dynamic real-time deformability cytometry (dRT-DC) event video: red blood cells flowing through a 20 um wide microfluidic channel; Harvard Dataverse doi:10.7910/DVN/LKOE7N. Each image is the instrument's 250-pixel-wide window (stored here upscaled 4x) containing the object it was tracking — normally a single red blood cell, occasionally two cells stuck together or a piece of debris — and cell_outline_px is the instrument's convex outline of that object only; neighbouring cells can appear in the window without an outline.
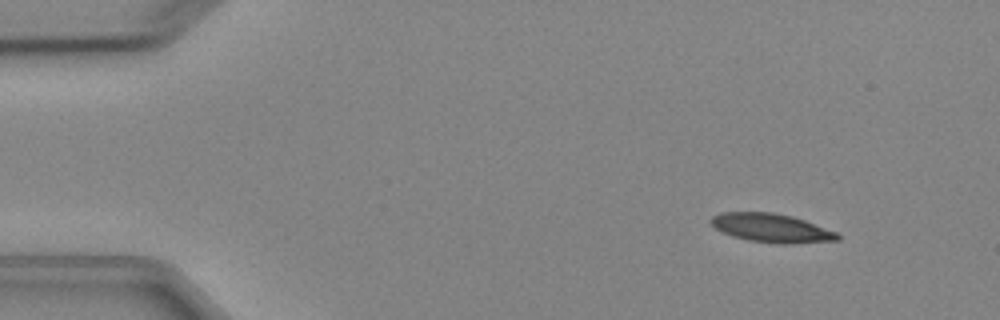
{"species": "Egyptian fruit bat (a non-hibernating species)", "species_latin": "Rousettus aegyptiacus", "temperature_condition": "cold", "stored_images_in_passage": 5, "camera_frame_rate_fps": 3000, "um_per_image_px": 0.085, "animal": {"sex": "female"}, "frame": {"image": 1, "passage_image": 1, "time_ms": 0.0, "image_size_px": [1000, 320], "cell_outline_px": [[840, 240], [792, 244], [776, 244], [748, 240], [732, 236], [716, 228], [708, 220], [712, 216], [720, 212], [772, 212], [792, 216], [804, 220], [836, 232], [840, 236]], "centroid_in_image_um": [65.56, 19.38], "position_along_channel_um": 19.4, "area_um2": 21.21}}
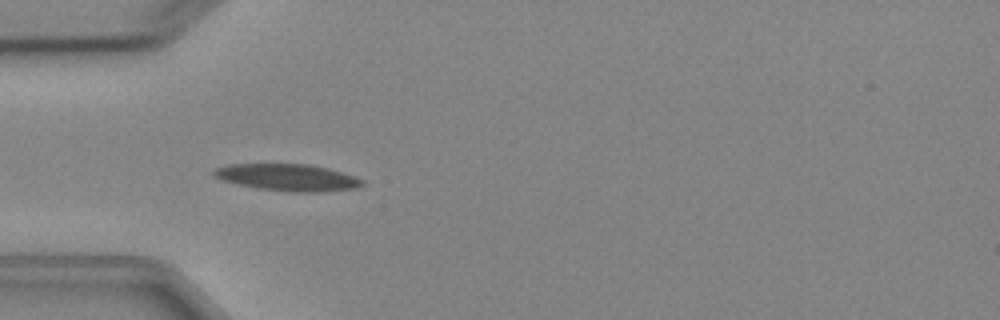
{"frame": {"image": 2, "passage_image": 4, "time_ms": 3.333, "image_size_px": [1000, 320], "cell_outline_px": [[364, 184], [356, 188], [324, 192], [288, 192], [260, 188], [220, 180], [212, 176], [212, 168], [228, 164], [308, 164], [328, 168], [364, 180]], "centroid_in_image_um": [24.41, 15.08], "position_along_channel_um": 60.6, "area_um2": 23.29}}